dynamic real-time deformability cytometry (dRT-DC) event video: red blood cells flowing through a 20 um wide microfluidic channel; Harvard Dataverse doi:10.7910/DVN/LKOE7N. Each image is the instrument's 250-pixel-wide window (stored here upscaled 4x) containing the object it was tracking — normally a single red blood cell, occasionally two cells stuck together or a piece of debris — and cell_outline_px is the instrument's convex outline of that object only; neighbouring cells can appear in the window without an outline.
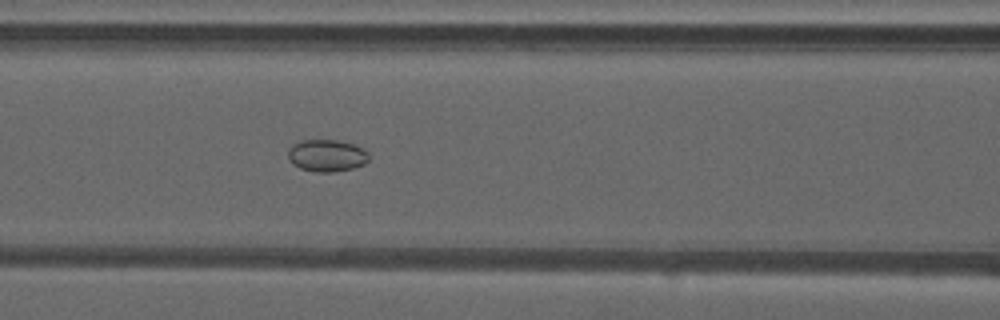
{"species": "common noctule bat (a hibernating species)", "species_latin": "Nyctalus noctula", "temperature_condition": "warm", "stored_images_in_passage": 48, "camera_frame_rate_fps": 3000, "um_per_image_px": 0.085, "animal": {"sex": "male", "forearm_length_mm": 52.5}, "frame": {"image": 1, "passage_image": 21, "time_ms": 6.667, "image_size_px": [1000, 320], "cell_outline_px": [[368, 160], [364, 164], [352, 168], [332, 172], [316, 172], [300, 168], [292, 164], [288, 160], [288, 148], [292, 144], [300, 140], [336, 140], [352, 144], [364, 148], [368, 152]], "centroid_in_image_um": [27.74, 13.22], "position_along_channel_um": 138.9, "area_um2": 15.2}}
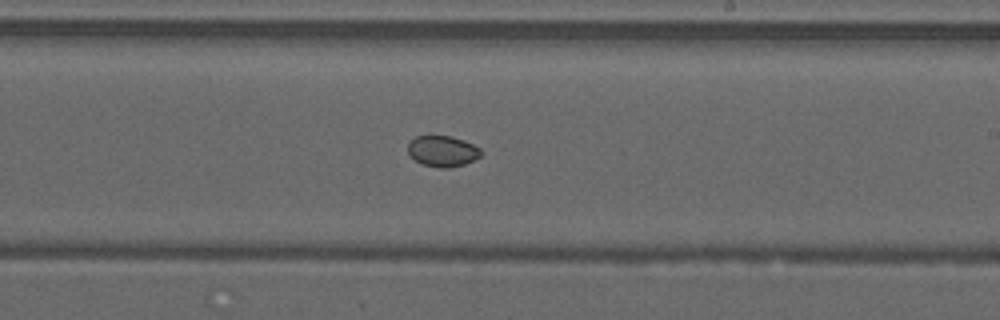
{"frame": {"image": 2, "passage_image": 29, "time_ms": 9.333, "image_size_px": [1000, 320], "cell_outline_px": [[484, 152], [480, 156], [464, 164], [448, 168], [440, 168], [424, 164], [416, 160], [408, 152], [408, 144], [416, 136], [452, 136], [464, 140], [480, 148]], "centroid_in_image_um": [37.65, 12.84], "position_along_channel_um": 251.4, "area_um2": 13.01}}
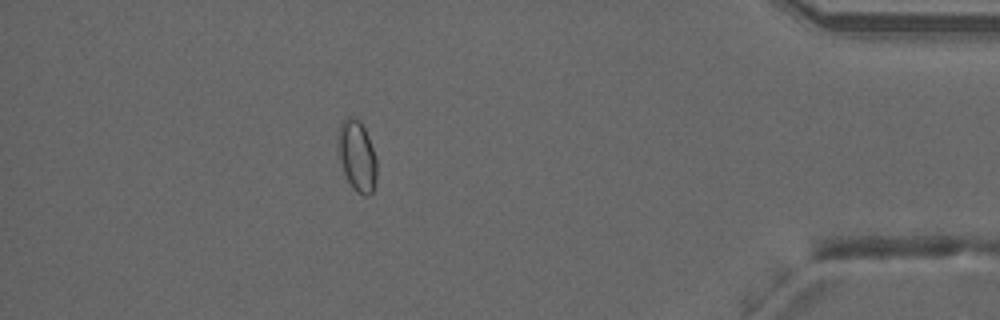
{"frame": {"image": 3, "passage_image": 43, "time_ms": 14.0, "image_size_px": [1000, 320], "cell_outline_px": [[376, 180], [372, 192], [368, 196], [364, 196], [356, 192], [352, 188], [344, 172], [336, 148], [336, 136], [340, 124], [348, 116], [352, 116], [360, 120], [368, 136], [376, 156]], "centroid_in_image_um": [30.32, 13.24], "position_along_channel_um": 404.9, "area_um2": 16.3}, "authors_computed_cell_mechanics": {"area_um2": 16.473, "velocity_mm_per_s": 4.237, "shape_relaxation_time_tau1_ms": null, "shape_relaxation_time_tau2_ms": 1.7171, "deformation_change_tau1": null, "deformation_change_tau2": 0.0256}}